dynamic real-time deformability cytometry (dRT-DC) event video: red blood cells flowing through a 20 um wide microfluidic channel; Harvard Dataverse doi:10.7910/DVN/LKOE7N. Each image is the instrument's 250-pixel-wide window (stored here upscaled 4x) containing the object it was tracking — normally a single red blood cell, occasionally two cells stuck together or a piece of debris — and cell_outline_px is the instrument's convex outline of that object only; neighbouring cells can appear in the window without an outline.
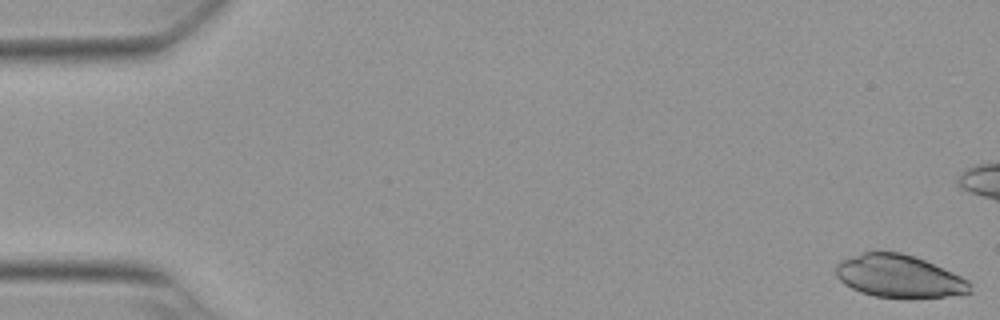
{"species": "Egyptian fruit bat (a non-hibernating species)", "species_latin": "Rousettus aegyptiacus", "temperature_condition": "warm", "stored_images_in_passage": 43, "camera_frame_rate_fps": 3000, "um_per_image_px": 0.085, "animal": {"sex": "female"}, "frame": {"image": 1, "passage_image": 1, "time_ms": 0.0, "image_size_px": [1000, 320], "cell_outline_px": [[972, 292], [944, 296], [912, 300], [908, 300], [872, 296], [860, 292], [844, 284], [836, 276], [836, 264], [840, 260], [864, 252], [900, 252], [924, 260], [952, 272], [968, 280], [972, 284]], "centroid_in_image_um": [76.41, 23.52], "position_along_channel_um": 8.6, "area_um2": 33.76}}